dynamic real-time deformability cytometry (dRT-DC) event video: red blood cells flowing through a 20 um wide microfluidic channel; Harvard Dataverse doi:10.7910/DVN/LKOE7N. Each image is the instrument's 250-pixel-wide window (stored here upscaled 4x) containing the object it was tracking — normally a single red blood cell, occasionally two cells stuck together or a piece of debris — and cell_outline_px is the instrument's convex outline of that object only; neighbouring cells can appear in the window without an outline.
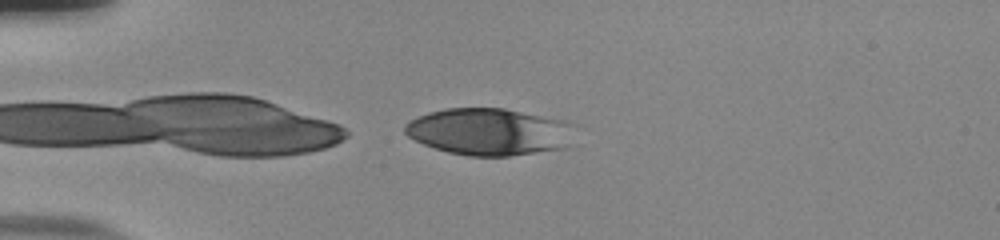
{"species": "human", "species_latin": "Homo sapiens", "temperature_condition": "room temperature", "stored_images_in_passage": 36, "camera_frame_rate_fps": 3000, "um_per_image_px": 0.085, "donor": {"sex": "male"}, "frame": {"image": 1, "passage_image": 1, "time_ms": 0.0, "image_size_px": [1000, 240], "cell_outline_px": [[576, 124], [568, 144], [564, 148], [508, 156], [468, 156], [448, 152], [424, 144], [408, 136], [404, 132], [404, 124], [408, 120], [416, 116], [428, 112], [444, 108], [504, 108], [564, 120]], "centroid_in_image_um": [41.56, 11.18], "position_along_channel_um": 43.4, "area_um2": 46.76}}
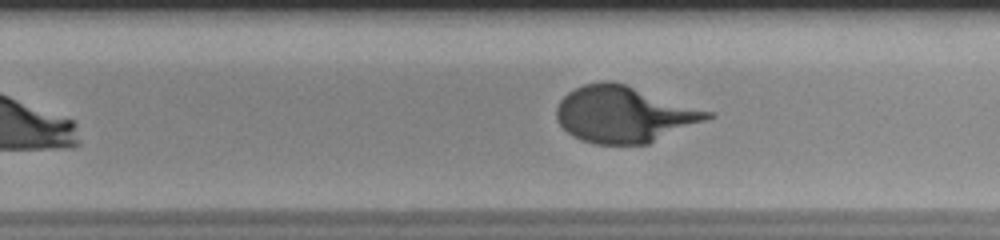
{"frame": {"image": 2, "passage_image": 22, "time_ms": 7.0, "image_size_px": [1000, 240], "cell_outline_px": [[716, 116], [648, 144], [596, 144], [580, 140], [572, 136], [556, 120], [556, 108], [560, 100], [568, 92], [584, 84], [604, 80], [608, 80], [624, 84], [712, 112]], "centroid_in_image_um": [53.02, 9.72], "position_along_channel_um": 276.8, "area_um2": 49.19}}
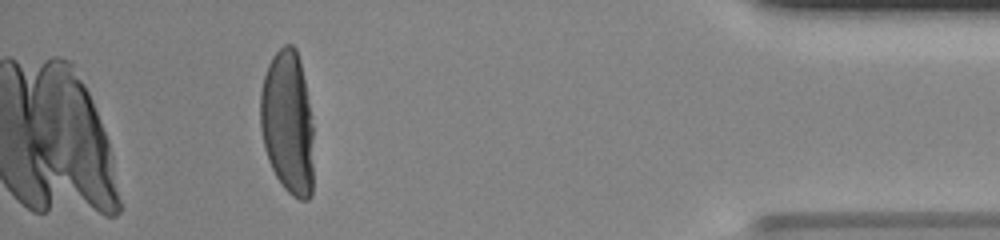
{"frame": {"image": 3, "passage_image": 36, "time_ms": 11.667, "image_size_px": [1000, 240], "cell_outline_px": [[312, 196], [308, 200], [300, 200], [292, 196], [284, 188], [276, 176], [268, 160], [264, 148], [260, 128], [260, 92], [264, 76], [268, 64], [272, 56], [284, 44], [292, 44], [296, 48], [300, 60], [304, 80], [312, 124]], "centroid_in_image_um": [24.43, 10.43], "position_along_channel_um": 410.8, "area_um2": 44.62}}